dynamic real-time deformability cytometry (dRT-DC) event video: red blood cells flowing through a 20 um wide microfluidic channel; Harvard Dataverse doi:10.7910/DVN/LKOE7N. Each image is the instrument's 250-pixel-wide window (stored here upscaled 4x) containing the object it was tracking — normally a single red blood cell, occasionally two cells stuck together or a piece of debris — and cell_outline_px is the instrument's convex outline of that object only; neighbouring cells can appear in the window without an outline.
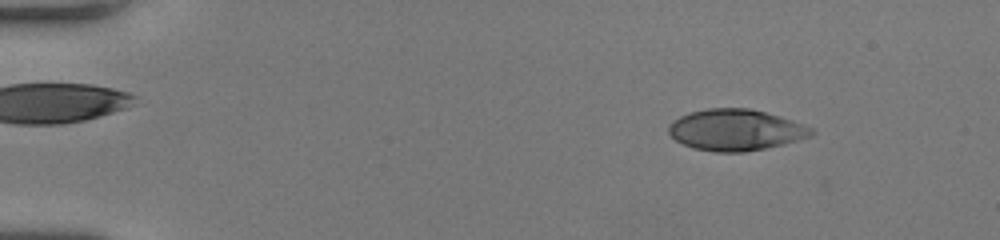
{"species": "human", "species_latin": "Homo sapiens", "temperature_condition": "room temperature", "stored_images_in_passage": 53, "camera_frame_rate_fps": 3000, "um_per_image_px": 0.085, "donor": {"sex": "female"}, "frame": {"image": 1, "passage_image": 8, "time_ms": 2.333, "image_size_px": [1000, 240], "cell_outline_px": [[816, 132], [812, 136], [784, 144], [744, 152], [716, 152], [692, 148], [676, 140], [668, 132], [668, 124], [672, 120], [688, 112], [708, 108], [748, 108], [780, 116], [804, 124], [812, 128]], "centroid_in_image_um": [62.52, 11.04], "position_along_channel_um": 22.5, "area_um2": 34.45}}
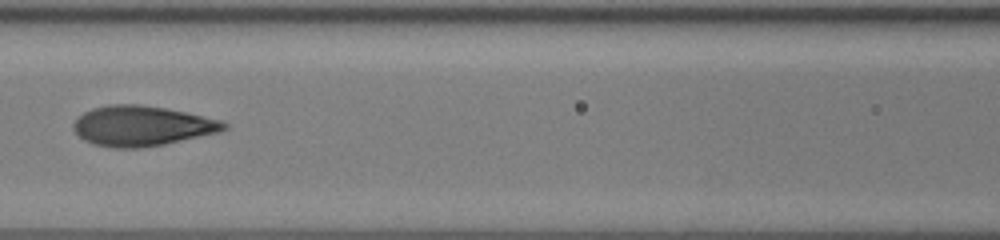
{"frame": {"image": 2, "passage_image": 26, "time_ms": 8.333, "image_size_px": [1000, 240], "cell_outline_px": [[228, 128], [220, 132], [164, 144], [140, 148], [116, 148], [92, 144], [84, 140], [72, 128], [72, 124], [84, 112], [92, 108], [108, 104], [140, 104], [164, 108], [224, 120], [228, 124]], "centroid_in_image_um": [12.07, 10.7], "position_along_channel_um": 154.5, "area_um2": 35.26}}
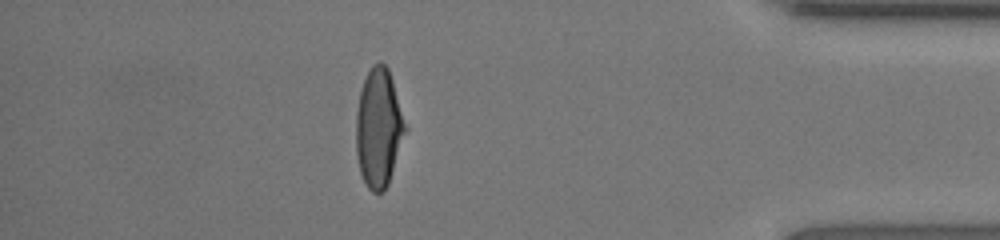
{"frame": {"image": 3, "passage_image": 47, "time_ms": 15.333, "image_size_px": [1000, 240], "cell_outline_px": [[408, 128], [388, 184], [384, 192], [372, 192], [368, 188], [360, 172], [356, 156], [356, 112], [360, 92], [364, 80], [372, 64], [380, 60], [388, 68]], "centroid_in_image_um": [32.19, 10.88], "position_along_channel_um": 403.0, "area_um2": 34.22}, "authors_computed_cell_mechanics": {"area_um2": 34.4488, "velocity_mm_per_s": 4.0536, "shape_relaxation_time_tau1_ms": 4.5257, "shape_relaxation_time_tau2_ms": 0.7374, "deformation_change_tau1": 0.2117, "deformation_change_tau2": 0.0689}}